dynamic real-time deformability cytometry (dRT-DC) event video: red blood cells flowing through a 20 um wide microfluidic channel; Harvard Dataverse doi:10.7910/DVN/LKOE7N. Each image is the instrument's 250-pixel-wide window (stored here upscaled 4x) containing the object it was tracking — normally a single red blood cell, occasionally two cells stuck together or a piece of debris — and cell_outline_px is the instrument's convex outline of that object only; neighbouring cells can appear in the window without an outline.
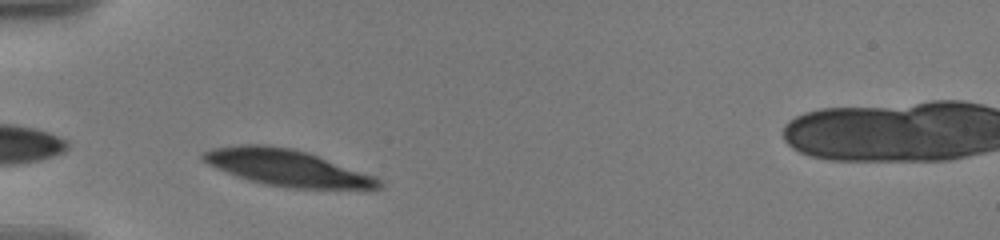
{"species": "human", "species_latin": "Homo sapiens", "temperature_condition": "warm", "stored_images_in_passage": 11, "camera_frame_rate_fps": 3000, "um_per_image_px": 0.085, "donor": {"sex": "male"}, "frame": {"image": 1, "passage_image": 2, "time_ms": 0.667, "image_size_px": [1000, 240], "cell_outline_px": [[384, 184], [380, 188], [288, 188], [264, 184], [248, 180], [216, 168], [208, 164], [200, 156], [204, 152], [212, 148], [240, 144], [264, 144], [292, 148], [308, 152], [376, 176]], "centroid_in_image_um": [24.39, 14.25], "position_along_channel_um": 60.6, "area_um2": 37.22}}
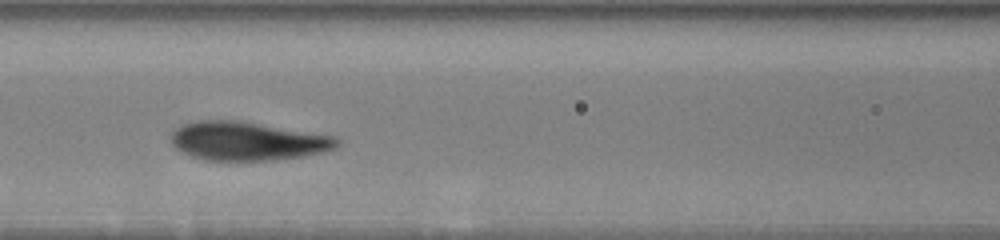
{"frame": {"image": 2, "passage_image": 7, "time_ms": 3.333, "image_size_px": [1000, 240], "cell_outline_px": [[340, 144], [336, 148], [324, 152], [304, 156], [276, 160], [204, 160], [192, 156], [176, 148], [172, 144], [172, 132], [180, 124], [196, 120], [244, 120], [336, 136], [340, 140]], "centroid_in_image_um": [21.08, 11.97], "position_along_channel_um": 145.5, "area_um2": 37.97}}
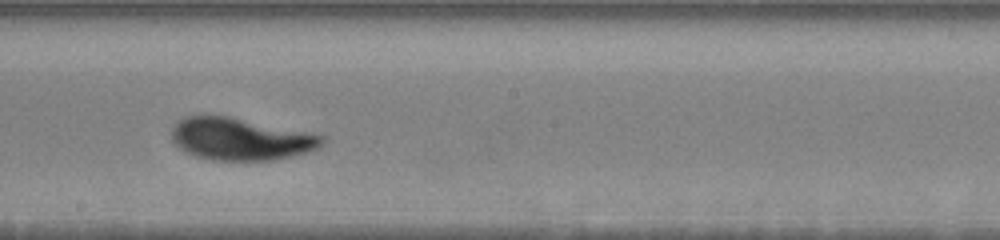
{"frame": {"image": 3, "passage_image": 10, "time_ms": 5.667, "image_size_px": [1000, 240], "cell_outline_px": [[324, 144], [320, 148], [308, 152], [276, 160], [212, 160], [196, 156], [184, 152], [172, 140], [172, 128], [180, 120], [188, 116], [200, 112], [228, 116], [308, 132], [324, 136]], "centroid_in_image_um": [20.43, 11.8], "position_along_channel_um": 227.8, "area_um2": 37.45}}